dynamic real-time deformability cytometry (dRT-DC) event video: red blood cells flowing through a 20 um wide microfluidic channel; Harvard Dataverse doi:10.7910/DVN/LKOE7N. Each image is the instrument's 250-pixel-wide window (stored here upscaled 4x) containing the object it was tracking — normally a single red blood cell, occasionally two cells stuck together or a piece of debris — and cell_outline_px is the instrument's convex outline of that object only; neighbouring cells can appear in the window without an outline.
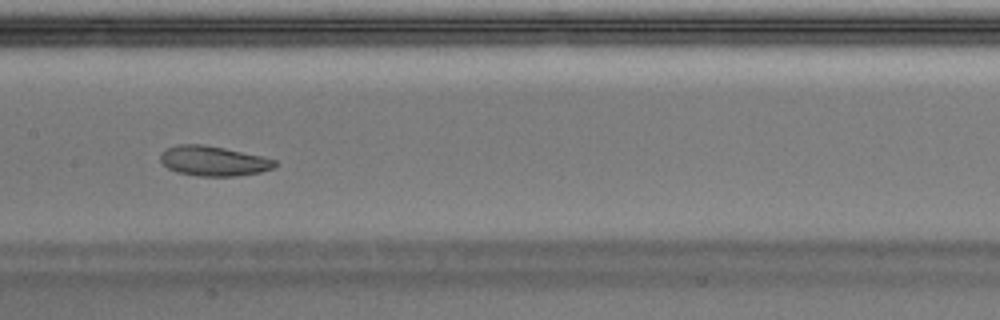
{"species": "Egyptian fruit bat (a non-hibernating species)", "species_latin": "Rousettus aegyptiacus", "temperature_condition": "warm", "stored_images_in_passage": 38, "camera_frame_rate_fps": 3000, "um_per_image_px": 0.085, "animal": {"sex": "male"}, "frame": {"image": 1, "passage_image": 13, "time_ms": 4.0, "image_size_px": [1000, 320], "cell_outline_px": [[280, 164], [272, 168], [260, 172], [236, 176], [196, 176], [176, 172], [168, 168], [160, 160], [160, 152], [168, 148], [180, 144], [200, 144], [224, 148], [264, 156], [276, 160]], "centroid_in_image_um": [18.16, 13.68], "position_along_channel_um": 189.2, "area_um2": 20.06}}
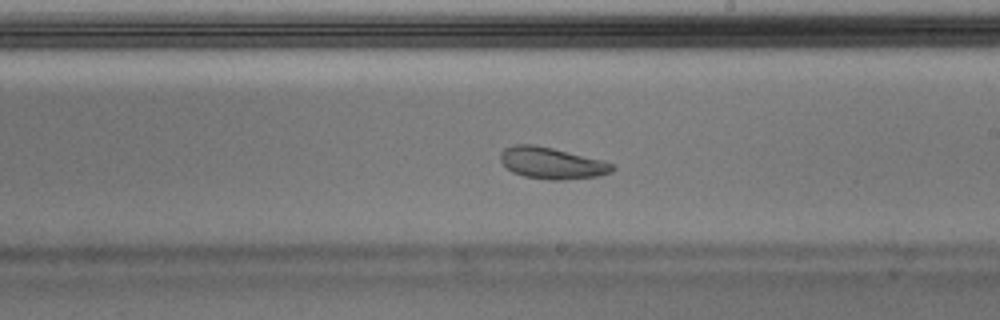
{"frame": {"image": 2, "passage_image": 17, "time_ms": 5.333, "image_size_px": [1000, 320], "cell_outline_px": [[616, 168], [612, 172], [596, 176], [564, 180], [548, 180], [524, 176], [512, 172], [500, 160], [500, 152], [504, 148], [516, 144], [532, 144], [552, 148], [600, 160], [612, 164]], "centroid_in_image_um": [46.87, 13.87], "position_along_channel_um": 242.1, "area_um2": 20.35}}
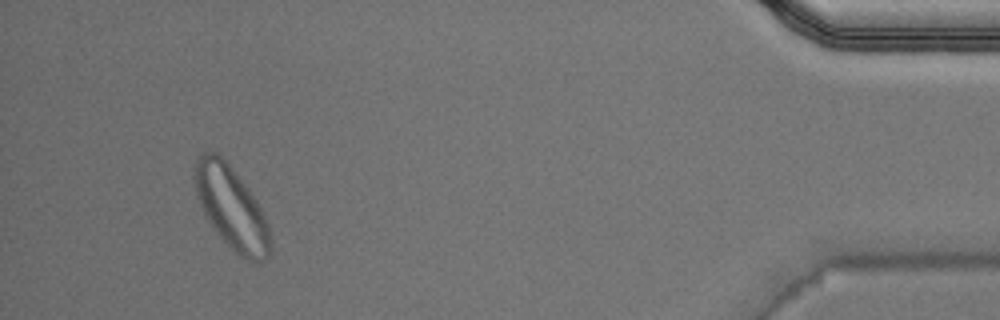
{"frame": {"image": 3, "passage_image": 35, "time_ms": 11.333, "image_size_px": [1000, 320], "cell_outline_px": [[272, 244], [268, 256], [264, 260], [248, 260], [240, 256], [216, 232], [208, 220], [196, 196], [196, 160], [204, 152], [216, 152], [228, 164], [248, 188], [260, 204], [268, 224], [272, 240]], "centroid_in_image_um": [19.71, 17.68], "position_along_channel_um": 415.5, "area_um2": 35.66}, "authors_computed_cell_mechanics": {"area_um2": 20.9525, "velocity_mm_per_s": 3.9745, "shape_relaxation_time_tau1_ms": 3.2848, "shape_relaxation_time_tau2_ms": 1.3786, "deformation_change_tau1": 0.1419, "deformation_change_tau2": 0.0826}}